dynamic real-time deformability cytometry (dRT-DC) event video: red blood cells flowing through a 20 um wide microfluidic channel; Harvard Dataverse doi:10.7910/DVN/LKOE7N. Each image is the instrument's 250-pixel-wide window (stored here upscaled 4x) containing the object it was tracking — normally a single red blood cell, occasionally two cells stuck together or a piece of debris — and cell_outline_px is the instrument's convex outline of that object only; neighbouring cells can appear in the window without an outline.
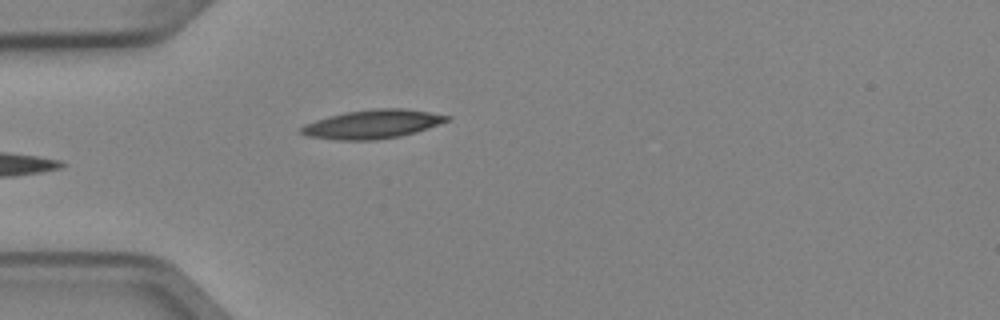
{"species": "Egyptian fruit bat (a non-hibernating species)", "species_latin": "Rousettus aegyptiacus", "temperature_condition": "cold", "stored_images_in_passage": 5, "camera_frame_rate_fps": 3000, "um_per_image_px": 0.085, "animal": {"sex": "female"}, "frame": {"image": 1, "passage_image": 5, "time_ms": 1.333, "image_size_px": [1000, 320], "cell_outline_px": [[452, 116], [448, 120], [428, 128], [416, 132], [400, 136], [376, 140], [336, 140], [308, 136], [300, 132], [300, 128], [304, 124], [328, 116], [344, 112], [376, 108], [404, 108]], "centroid_in_image_um": [31.64, 10.55], "position_along_channel_um": 53.4, "area_um2": 24.39}}